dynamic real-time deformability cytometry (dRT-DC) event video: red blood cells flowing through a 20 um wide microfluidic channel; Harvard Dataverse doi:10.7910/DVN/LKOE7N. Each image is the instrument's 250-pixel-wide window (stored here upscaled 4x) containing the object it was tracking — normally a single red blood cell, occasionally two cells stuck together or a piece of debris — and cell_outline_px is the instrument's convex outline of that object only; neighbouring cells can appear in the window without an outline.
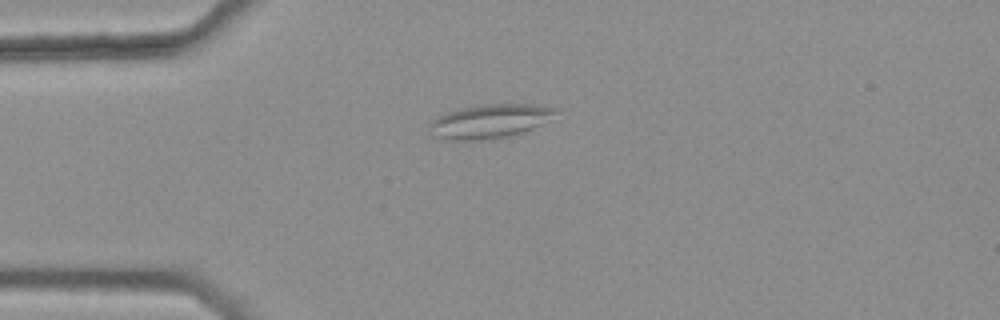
{"species": "common noctule bat (a hibernating species)", "species_latin": "Nyctalus noctula", "temperature_condition": "warm", "stored_images_in_passage": 35, "camera_frame_rate_fps": 3000, "um_per_image_px": 0.085, "animal": {"sex": "female", "body_mass_g": 25.1}, "frame": {"image": 1, "passage_image": 1, "time_ms": 0.0, "image_size_px": [1000, 320], "cell_outline_px": [[560, 108], [540, 124], [532, 128], [508, 136], [492, 140], [448, 140], [440, 136], [432, 124], [432, 120], [436, 116], [460, 108], [480, 104], [536, 104]], "centroid_in_image_um": [41.68, 10.28], "position_along_channel_um": 43.3, "area_um2": 24.28}}
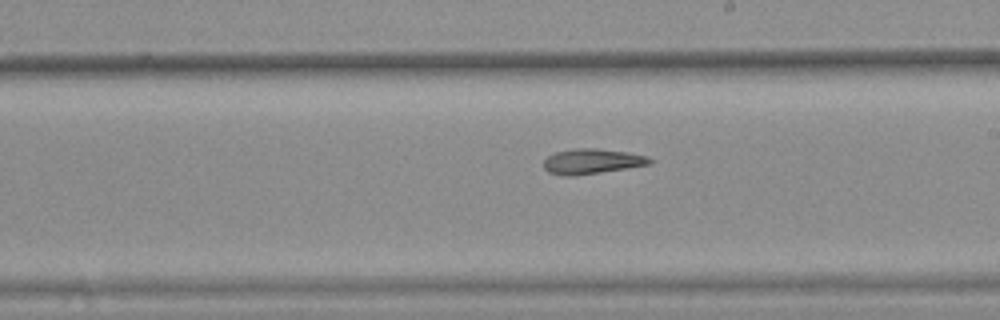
{"frame": {"image": 2, "passage_image": 18, "time_ms": 5.667, "image_size_px": [1000, 320], "cell_outline_px": [[652, 164], [628, 168], [572, 176], [564, 176], [548, 172], [544, 168], [544, 160], [548, 156], [556, 152], [576, 148], [600, 148], [628, 152], [648, 156], [652, 160]], "centroid_in_image_um": [50.34, 13.71], "position_along_channel_um": 238.7, "area_um2": 15.61}}
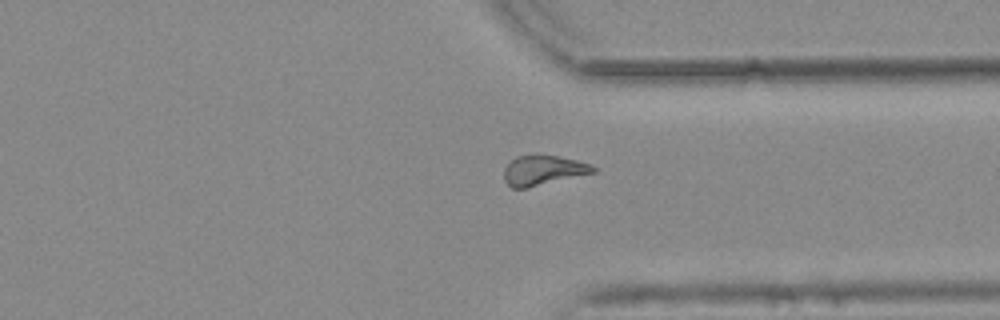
{"frame": {"image": 3, "passage_image": 28, "time_ms": 9.0, "image_size_px": [1000, 320], "cell_outline_px": [[596, 172], [528, 188], [512, 188], [504, 180], [504, 168], [516, 156], [556, 156], [576, 160], [588, 164], [596, 168]], "centroid_in_image_um": [46.15, 14.5], "position_along_channel_um": 365.2, "area_um2": 15.2}, "authors_computed_cell_mechanics": {"area_um2": 15.606, "velocity_mm_per_s": 3.7901, "shape_relaxation_time_tau1_ms": null, "shape_relaxation_time_tau2_ms": 9.4579, "deformation_change_tau1": null, "deformation_change_tau2": 0.2071}}